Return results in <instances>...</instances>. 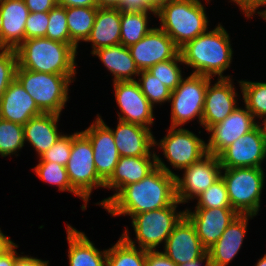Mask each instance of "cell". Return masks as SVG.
Segmentation results:
<instances>
[{
  "label": "cell",
  "mask_w": 266,
  "mask_h": 266,
  "mask_svg": "<svg viewBox=\"0 0 266 266\" xmlns=\"http://www.w3.org/2000/svg\"><path fill=\"white\" fill-rule=\"evenodd\" d=\"M157 167L142 180L125 186L105 207L112 217L129 216L170 206L176 200L175 176L157 154Z\"/></svg>",
  "instance_id": "1"
},
{
  "label": "cell",
  "mask_w": 266,
  "mask_h": 266,
  "mask_svg": "<svg viewBox=\"0 0 266 266\" xmlns=\"http://www.w3.org/2000/svg\"><path fill=\"white\" fill-rule=\"evenodd\" d=\"M184 67L192 68L191 74L211 78H233L224 75L231 68L234 51L227 29L218 22L214 29L197 36L179 49Z\"/></svg>",
  "instance_id": "2"
},
{
  "label": "cell",
  "mask_w": 266,
  "mask_h": 266,
  "mask_svg": "<svg viewBox=\"0 0 266 266\" xmlns=\"http://www.w3.org/2000/svg\"><path fill=\"white\" fill-rule=\"evenodd\" d=\"M18 67L51 74H77V55L71 45L37 37L25 39L16 49Z\"/></svg>",
  "instance_id": "3"
},
{
  "label": "cell",
  "mask_w": 266,
  "mask_h": 266,
  "mask_svg": "<svg viewBox=\"0 0 266 266\" xmlns=\"http://www.w3.org/2000/svg\"><path fill=\"white\" fill-rule=\"evenodd\" d=\"M203 1L212 0H174L157 11L159 27L179 49L211 28Z\"/></svg>",
  "instance_id": "4"
},
{
  "label": "cell",
  "mask_w": 266,
  "mask_h": 266,
  "mask_svg": "<svg viewBox=\"0 0 266 266\" xmlns=\"http://www.w3.org/2000/svg\"><path fill=\"white\" fill-rule=\"evenodd\" d=\"M179 205L181 203L176 199L170 206L133 215L130 222L135 233L134 240L128 227L121 236L133 246L147 251L158 250L185 216V209L179 211Z\"/></svg>",
  "instance_id": "5"
},
{
  "label": "cell",
  "mask_w": 266,
  "mask_h": 266,
  "mask_svg": "<svg viewBox=\"0 0 266 266\" xmlns=\"http://www.w3.org/2000/svg\"><path fill=\"white\" fill-rule=\"evenodd\" d=\"M76 74H51L17 67L16 80L34 99L42 113L62 115Z\"/></svg>",
  "instance_id": "6"
},
{
  "label": "cell",
  "mask_w": 266,
  "mask_h": 266,
  "mask_svg": "<svg viewBox=\"0 0 266 266\" xmlns=\"http://www.w3.org/2000/svg\"><path fill=\"white\" fill-rule=\"evenodd\" d=\"M264 168H222L221 177L227 188L232 209L239 215H259L262 190L265 189Z\"/></svg>",
  "instance_id": "7"
},
{
  "label": "cell",
  "mask_w": 266,
  "mask_h": 266,
  "mask_svg": "<svg viewBox=\"0 0 266 266\" xmlns=\"http://www.w3.org/2000/svg\"><path fill=\"white\" fill-rule=\"evenodd\" d=\"M215 80L208 76L189 74L181 79L180 84L171 91L169 99L171 127H184L196 121L200 125L208 83Z\"/></svg>",
  "instance_id": "8"
},
{
  "label": "cell",
  "mask_w": 266,
  "mask_h": 266,
  "mask_svg": "<svg viewBox=\"0 0 266 266\" xmlns=\"http://www.w3.org/2000/svg\"><path fill=\"white\" fill-rule=\"evenodd\" d=\"M66 171L71 186L89 203L93 190L104 189L105 182L98 176L93 148L82 131L72 133V147Z\"/></svg>",
  "instance_id": "9"
},
{
  "label": "cell",
  "mask_w": 266,
  "mask_h": 266,
  "mask_svg": "<svg viewBox=\"0 0 266 266\" xmlns=\"http://www.w3.org/2000/svg\"><path fill=\"white\" fill-rule=\"evenodd\" d=\"M160 140L154 139V150L162 152L173 169L182 171L207 154L206 141L186 127H168Z\"/></svg>",
  "instance_id": "10"
},
{
  "label": "cell",
  "mask_w": 266,
  "mask_h": 266,
  "mask_svg": "<svg viewBox=\"0 0 266 266\" xmlns=\"http://www.w3.org/2000/svg\"><path fill=\"white\" fill-rule=\"evenodd\" d=\"M222 166L218 156L207 153L199 161L184 168L175 176L176 199L182 204L194 201L221 177Z\"/></svg>",
  "instance_id": "11"
},
{
  "label": "cell",
  "mask_w": 266,
  "mask_h": 266,
  "mask_svg": "<svg viewBox=\"0 0 266 266\" xmlns=\"http://www.w3.org/2000/svg\"><path fill=\"white\" fill-rule=\"evenodd\" d=\"M222 168L259 167L266 161V132L261 123L239 137L219 155Z\"/></svg>",
  "instance_id": "12"
},
{
  "label": "cell",
  "mask_w": 266,
  "mask_h": 266,
  "mask_svg": "<svg viewBox=\"0 0 266 266\" xmlns=\"http://www.w3.org/2000/svg\"><path fill=\"white\" fill-rule=\"evenodd\" d=\"M117 111V120L137 124L146 128L154 126V107L142 93L137 81H116L112 83Z\"/></svg>",
  "instance_id": "13"
},
{
  "label": "cell",
  "mask_w": 266,
  "mask_h": 266,
  "mask_svg": "<svg viewBox=\"0 0 266 266\" xmlns=\"http://www.w3.org/2000/svg\"><path fill=\"white\" fill-rule=\"evenodd\" d=\"M233 78H217L208 83L203 107L201 127L207 131L211 126L223 121L239 106L238 88ZM213 82V84H212ZM238 98V99H237Z\"/></svg>",
  "instance_id": "14"
},
{
  "label": "cell",
  "mask_w": 266,
  "mask_h": 266,
  "mask_svg": "<svg viewBox=\"0 0 266 266\" xmlns=\"http://www.w3.org/2000/svg\"><path fill=\"white\" fill-rule=\"evenodd\" d=\"M258 124L246 106H237L223 121L211 126L206 132L209 139L206 151L218 156L239 137L251 131Z\"/></svg>",
  "instance_id": "15"
},
{
  "label": "cell",
  "mask_w": 266,
  "mask_h": 266,
  "mask_svg": "<svg viewBox=\"0 0 266 266\" xmlns=\"http://www.w3.org/2000/svg\"><path fill=\"white\" fill-rule=\"evenodd\" d=\"M95 120L82 132L89 138L93 148V160L98 176L106 182L114 173L119 161L113 133L99 113Z\"/></svg>",
  "instance_id": "16"
},
{
  "label": "cell",
  "mask_w": 266,
  "mask_h": 266,
  "mask_svg": "<svg viewBox=\"0 0 266 266\" xmlns=\"http://www.w3.org/2000/svg\"><path fill=\"white\" fill-rule=\"evenodd\" d=\"M176 265L202 259L207 249L202 245L194 225L184 216L172 230L162 251Z\"/></svg>",
  "instance_id": "17"
},
{
  "label": "cell",
  "mask_w": 266,
  "mask_h": 266,
  "mask_svg": "<svg viewBox=\"0 0 266 266\" xmlns=\"http://www.w3.org/2000/svg\"><path fill=\"white\" fill-rule=\"evenodd\" d=\"M128 48L140 71L173 59L179 53V48L174 41L157 25Z\"/></svg>",
  "instance_id": "18"
},
{
  "label": "cell",
  "mask_w": 266,
  "mask_h": 266,
  "mask_svg": "<svg viewBox=\"0 0 266 266\" xmlns=\"http://www.w3.org/2000/svg\"><path fill=\"white\" fill-rule=\"evenodd\" d=\"M238 215L232 207L194 208V210L185 208V216L194 225L196 233L206 249L221 237L227 226Z\"/></svg>",
  "instance_id": "19"
},
{
  "label": "cell",
  "mask_w": 266,
  "mask_h": 266,
  "mask_svg": "<svg viewBox=\"0 0 266 266\" xmlns=\"http://www.w3.org/2000/svg\"><path fill=\"white\" fill-rule=\"evenodd\" d=\"M156 167V156L120 157L114 173L104 185V189L112 190L114 194L95 204L104 208L125 186L142 180Z\"/></svg>",
  "instance_id": "20"
},
{
  "label": "cell",
  "mask_w": 266,
  "mask_h": 266,
  "mask_svg": "<svg viewBox=\"0 0 266 266\" xmlns=\"http://www.w3.org/2000/svg\"><path fill=\"white\" fill-rule=\"evenodd\" d=\"M116 128L109 127L113 133L120 157L156 156L154 132L137 124L118 120Z\"/></svg>",
  "instance_id": "21"
},
{
  "label": "cell",
  "mask_w": 266,
  "mask_h": 266,
  "mask_svg": "<svg viewBox=\"0 0 266 266\" xmlns=\"http://www.w3.org/2000/svg\"><path fill=\"white\" fill-rule=\"evenodd\" d=\"M253 215H238L226 228L221 237L207 249L212 266H229L239 254Z\"/></svg>",
  "instance_id": "22"
},
{
  "label": "cell",
  "mask_w": 266,
  "mask_h": 266,
  "mask_svg": "<svg viewBox=\"0 0 266 266\" xmlns=\"http://www.w3.org/2000/svg\"><path fill=\"white\" fill-rule=\"evenodd\" d=\"M29 13L24 0L0 2V49L15 50L25 40Z\"/></svg>",
  "instance_id": "23"
},
{
  "label": "cell",
  "mask_w": 266,
  "mask_h": 266,
  "mask_svg": "<svg viewBox=\"0 0 266 266\" xmlns=\"http://www.w3.org/2000/svg\"><path fill=\"white\" fill-rule=\"evenodd\" d=\"M42 114L34 99L15 79L0 101V119L25 125L31 118Z\"/></svg>",
  "instance_id": "24"
},
{
  "label": "cell",
  "mask_w": 266,
  "mask_h": 266,
  "mask_svg": "<svg viewBox=\"0 0 266 266\" xmlns=\"http://www.w3.org/2000/svg\"><path fill=\"white\" fill-rule=\"evenodd\" d=\"M60 117L59 114L42 113L23 125L25 144L35 150L38 158L64 133L58 129Z\"/></svg>",
  "instance_id": "25"
},
{
  "label": "cell",
  "mask_w": 266,
  "mask_h": 266,
  "mask_svg": "<svg viewBox=\"0 0 266 266\" xmlns=\"http://www.w3.org/2000/svg\"><path fill=\"white\" fill-rule=\"evenodd\" d=\"M66 228L69 266H107V249H98L83 231L70 225Z\"/></svg>",
  "instance_id": "26"
},
{
  "label": "cell",
  "mask_w": 266,
  "mask_h": 266,
  "mask_svg": "<svg viewBox=\"0 0 266 266\" xmlns=\"http://www.w3.org/2000/svg\"><path fill=\"white\" fill-rule=\"evenodd\" d=\"M92 56L98 57L107 71L110 72L113 82L136 81L140 73L128 47L121 44L102 47L95 50Z\"/></svg>",
  "instance_id": "27"
},
{
  "label": "cell",
  "mask_w": 266,
  "mask_h": 266,
  "mask_svg": "<svg viewBox=\"0 0 266 266\" xmlns=\"http://www.w3.org/2000/svg\"><path fill=\"white\" fill-rule=\"evenodd\" d=\"M121 10L119 8H97V15L86 44L90 43L92 54L102 47L120 44Z\"/></svg>",
  "instance_id": "28"
},
{
  "label": "cell",
  "mask_w": 266,
  "mask_h": 266,
  "mask_svg": "<svg viewBox=\"0 0 266 266\" xmlns=\"http://www.w3.org/2000/svg\"><path fill=\"white\" fill-rule=\"evenodd\" d=\"M156 14L157 12L121 11L120 44L130 47L141 40L152 30L153 26L149 27L150 17H156Z\"/></svg>",
  "instance_id": "29"
},
{
  "label": "cell",
  "mask_w": 266,
  "mask_h": 266,
  "mask_svg": "<svg viewBox=\"0 0 266 266\" xmlns=\"http://www.w3.org/2000/svg\"><path fill=\"white\" fill-rule=\"evenodd\" d=\"M98 7L66 8L67 26L71 42L78 48L90 36ZM80 43V44H79Z\"/></svg>",
  "instance_id": "30"
},
{
  "label": "cell",
  "mask_w": 266,
  "mask_h": 266,
  "mask_svg": "<svg viewBox=\"0 0 266 266\" xmlns=\"http://www.w3.org/2000/svg\"><path fill=\"white\" fill-rule=\"evenodd\" d=\"M31 170L41 181L58 187V192L72 193L75 197L82 199L84 204L80 208L82 211L86 210L88 202L71 186L65 166L56 162H38Z\"/></svg>",
  "instance_id": "31"
},
{
  "label": "cell",
  "mask_w": 266,
  "mask_h": 266,
  "mask_svg": "<svg viewBox=\"0 0 266 266\" xmlns=\"http://www.w3.org/2000/svg\"><path fill=\"white\" fill-rule=\"evenodd\" d=\"M242 92L243 105L251 112L258 123L266 119V82L237 80Z\"/></svg>",
  "instance_id": "32"
},
{
  "label": "cell",
  "mask_w": 266,
  "mask_h": 266,
  "mask_svg": "<svg viewBox=\"0 0 266 266\" xmlns=\"http://www.w3.org/2000/svg\"><path fill=\"white\" fill-rule=\"evenodd\" d=\"M147 250L129 244L121 235L107 249V266H146Z\"/></svg>",
  "instance_id": "33"
},
{
  "label": "cell",
  "mask_w": 266,
  "mask_h": 266,
  "mask_svg": "<svg viewBox=\"0 0 266 266\" xmlns=\"http://www.w3.org/2000/svg\"><path fill=\"white\" fill-rule=\"evenodd\" d=\"M25 147L23 125L0 119V157L19 156Z\"/></svg>",
  "instance_id": "34"
},
{
  "label": "cell",
  "mask_w": 266,
  "mask_h": 266,
  "mask_svg": "<svg viewBox=\"0 0 266 266\" xmlns=\"http://www.w3.org/2000/svg\"><path fill=\"white\" fill-rule=\"evenodd\" d=\"M137 78V82L150 104L156 108L164 103H169L171 90L165 86L156 76L152 75L148 70H141Z\"/></svg>",
  "instance_id": "35"
},
{
  "label": "cell",
  "mask_w": 266,
  "mask_h": 266,
  "mask_svg": "<svg viewBox=\"0 0 266 266\" xmlns=\"http://www.w3.org/2000/svg\"><path fill=\"white\" fill-rule=\"evenodd\" d=\"M182 56L180 52L173 58L165 62H160L151 66L148 71L157 77L165 86H167L171 91L180 84L181 79L184 77L185 73L182 72L184 67Z\"/></svg>",
  "instance_id": "36"
},
{
  "label": "cell",
  "mask_w": 266,
  "mask_h": 266,
  "mask_svg": "<svg viewBox=\"0 0 266 266\" xmlns=\"http://www.w3.org/2000/svg\"><path fill=\"white\" fill-rule=\"evenodd\" d=\"M45 37L71 45L76 51L78 48L71 42L67 26L66 8L56 5L49 11V21Z\"/></svg>",
  "instance_id": "37"
},
{
  "label": "cell",
  "mask_w": 266,
  "mask_h": 266,
  "mask_svg": "<svg viewBox=\"0 0 266 266\" xmlns=\"http://www.w3.org/2000/svg\"><path fill=\"white\" fill-rule=\"evenodd\" d=\"M196 206L193 208H221L231 207L227 188L224 180L220 177L210 185L196 199Z\"/></svg>",
  "instance_id": "38"
},
{
  "label": "cell",
  "mask_w": 266,
  "mask_h": 266,
  "mask_svg": "<svg viewBox=\"0 0 266 266\" xmlns=\"http://www.w3.org/2000/svg\"><path fill=\"white\" fill-rule=\"evenodd\" d=\"M18 59L13 49H0V101L7 87L16 79Z\"/></svg>",
  "instance_id": "39"
},
{
  "label": "cell",
  "mask_w": 266,
  "mask_h": 266,
  "mask_svg": "<svg viewBox=\"0 0 266 266\" xmlns=\"http://www.w3.org/2000/svg\"><path fill=\"white\" fill-rule=\"evenodd\" d=\"M71 147L72 133H63L57 142L37 160L38 162H56L59 165L66 166L71 154Z\"/></svg>",
  "instance_id": "40"
},
{
  "label": "cell",
  "mask_w": 266,
  "mask_h": 266,
  "mask_svg": "<svg viewBox=\"0 0 266 266\" xmlns=\"http://www.w3.org/2000/svg\"><path fill=\"white\" fill-rule=\"evenodd\" d=\"M49 12H30L25 22V39L45 37Z\"/></svg>",
  "instance_id": "41"
},
{
  "label": "cell",
  "mask_w": 266,
  "mask_h": 266,
  "mask_svg": "<svg viewBox=\"0 0 266 266\" xmlns=\"http://www.w3.org/2000/svg\"><path fill=\"white\" fill-rule=\"evenodd\" d=\"M229 2L237 5L245 19L248 20L254 18L255 15L260 16L263 13L262 8L266 7V0H229Z\"/></svg>",
  "instance_id": "42"
},
{
  "label": "cell",
  "mask_w": 266,
  "mask_h": 266,
  "mask_svg": "<svg viewBox=\"0 0 266 266\" xmlns=\"http://www.w3.org/2000/svg\"><path fill=\"white\" fill-rule=\"evenodd\" d=\"M118 8L121 11L156 12L149 0H123Z\"/></svg>",
  "instance_id": "43"
},
{
  "label": "cell",
  "mask_w": 266,
  "mask_h": 266,
  "mask_svg": "<svg viewBox=\"0 0 266 266\" xmlns=\"http://www.w3.org/2000/svg\"><path fill=\"white\" fill-rule=\"evenodd\" d=\"M146 266H178L170 260L160 249L156 251H147Z\"/></svg>",
  "instance_id": "44"
},
{
  "label": "cell",
  "mask_w": 266,
  "mask_h": 266,
  "mask_svg": "<svg viewBox=\"0 0 266 266\" xmlns=\"http://www.w3.org/2000/svg\"><path fill=\"white\" fill-rule=\"evenodd\" d=\"M30 12H49L57 5V0H24Z\"/></svg>",
  "instance_id": "45"
},
{
  "label": "cell",
  "mask_w": 266,
  "mask_h": 266,
  "mask_svg": "<svg viewBox=\"0 0 266 266\" xmlns=\"http://www.w3.org/2000/svg\"><path fill=\"white\" fill-rule=\"evenodd\" d=\"M21 254L15 259L14 266H50L49 260L38 259L37 257L29 256L28 254L23 255L24 252H21Z\"/></svg>",
  "instance_id": "46"
},
{
  "label": "cell",
  "mask_w": 266,
  "mask_h": 266,
  "mask_svg": "<svg viewBox=\"0 0 266 266\" xmlns=\"http://www.w3.org/2000/svg\"><path fill=\"white\" fill-rule=\"evenodd\" d=\"M18 244H14L7 252L0 256V266H14L15 259L19 255L17 252Z\"/></svg>",
  "instance_id": "47"
},
{
  "label": "cell",
  "mask_w": 266,
  "mask_h": 266,
  "mask_svg": "<svg viewBox=\"0 0 266 266\" xmlns=\"http://www.w3.org/2000/svg\"><path fill=\"white\" fill-rule=\"evenodd\" d=\"M57 4L68 7H97V0H57Z\"/></svg>",
  "instance_id": "48"
},
{
  "label": "cell",
  "mask_w": 266,
  "mask_h": 266,
  "mask_svg": "<svg viewBox=\"0 0 266 266\" xmlns=\"http://www.w3.org/2000/svg\"><path fill=\"white\" fill-rule=\"evenodd\" d=\"M14 244V241L4 234L0 227V256L7 252Z\"/></svg>",
  "instance_id": "49"
},
{
  "label": "cell",
  "mask_w": 266,
  "mask_h": 266,
  "mask_svg": "<svg viewBox=\"0 0 266 266\" xmlns=\"http://www.w3.org/2000/svg\"><path fill=\"white\" fill-rule=\"evenodd\" d=\"M123 0H97V7L99 8H118Z\"/></svg>",
  "instance_id": "50"
},
{
  "label": "cell",
  "mask_w": 266,
  "mask_h": 266,
  "mask_svg": "<svg viewBox=\"0 0 266 266\" xmlns=\"http://www.w3.org/2000/svg\"><path fill=\"white\" fill-rule=\"evenodd\" d=\"M181 266H212V265L209 261L208 255L206 254L202 259L188 262V263L183 264Z\"/></svg>",
  "instance_id": "51"
},
{
  "label": "cell",
  "mask_w": 266,
  "mask_h": 266,
  "mask_svg": "<svg viewBox=\"0 0 266 266\" xmlns=\"http://www.w3.org/2000/svg\"><path fill=\"white\" fill-rule=\"evenodd\" d=\"M171 1H174V0H149L150 4L152 5V8L156 12L159 11L163 6L170 3Z\"/></svg>",
  "instance_id": "52"
},
{
  "label": "cell",
  "mask_w": 266,
  "mask_h": 266,
  "mask_svg": "<svg viewBox=\"0 0 266 266\" xmlns=\"http://www.w3.org/2000/svg\"><path fill=\"white\" fill-rule=\"evenodd\" d=\"M255 266H266V253L264 256L260 257V259L257 260Z\"/></svg>",
  "instance_id": "53"
},
{
  "label": "cell",
  "mask_w": 266,
  "mask_h": 266,
  "mask_svg": "<svg viewBox=\"0 0 266 266\" xmlns=\"http://www.w3.org/2000/svg\"><path fill=\"white\" fill-rule=\"evenodd\" d=\"M259 17L266 22V9H263V13Z\"/></svg>",
  "instance_id": "54"
},
{
  "label": "cell",
  "mask_w": 266,
  "mask_h": 266,
  "mask_svg": "<svg viewBox=\"0 0 266 266\" xmlns=\"http://www.w3.org/2000/svg\"><path fill=\"white\" fill-rule=\"evenodd\" d=\"M261 124L263 125L264 130H265V132H266V119H265Z\"/></svg>",
  "instance_id": "55"
}]
</instances>
